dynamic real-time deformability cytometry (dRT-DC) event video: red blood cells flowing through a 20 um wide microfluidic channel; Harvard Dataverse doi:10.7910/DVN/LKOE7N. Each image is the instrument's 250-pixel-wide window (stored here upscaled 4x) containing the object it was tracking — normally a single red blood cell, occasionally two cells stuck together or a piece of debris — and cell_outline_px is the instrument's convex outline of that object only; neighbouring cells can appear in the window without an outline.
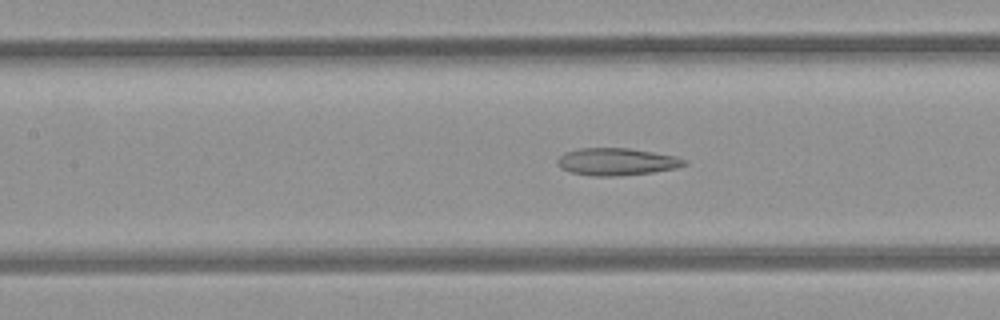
{"species": "common noctule bat (a hibernating species)", "species_latin": "Nyctalus noctula", "temperature_condition": "room temperature", "stored_images_in_passage": 41, "camera_frame_rate_fps": 3000, "um_per_image_px": 0.085, "animal": {"sex": "female", "body_mass_g": 21.9}, "frame": {"image": 1, "passage_image": 18, "time_ms": 5.667, "image_size_px": [1000, 320], "cell_outline_px": [[688, 164], [676, 168], [652, 172], [620, 176], [592, 176], [572, 172], [560, 168], [556, 164], [556, 160], [564, 152], [580, 148], [628, 148], [652, 152], [672, 156], [688, 160]], "centroid_in_image_um": [52.38, 13.75], "position_along_channel_um": 155.0, "area_um2": 20.17}}
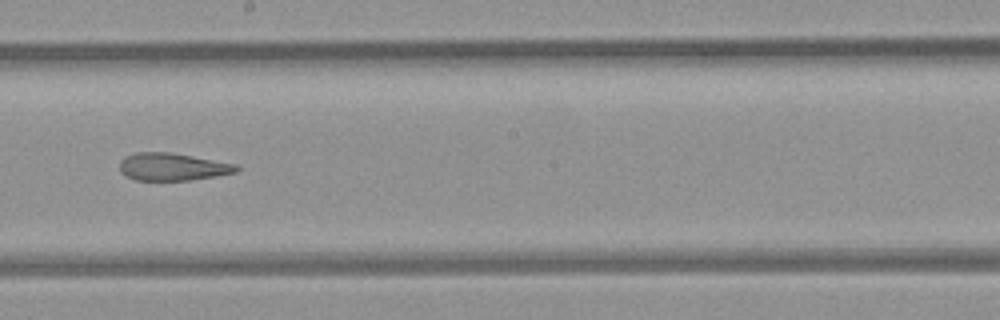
{"frame": {"image": 2, "passage_image": 24, "time_ms": 7.667, "image_size_px": [1000, 320], "cell_outline_px": [[240, 168], [236, 172], [216, 176], [188, 180], [136, 180], [120, 172], [120, 160], [124, 156], [136, 152], [168, 152], [192, 156], [236, 164]], "centroid_in_image_um": [14.64, 14.17], "position_along_channel_um": 233.6, "area_um2": 18.61}}
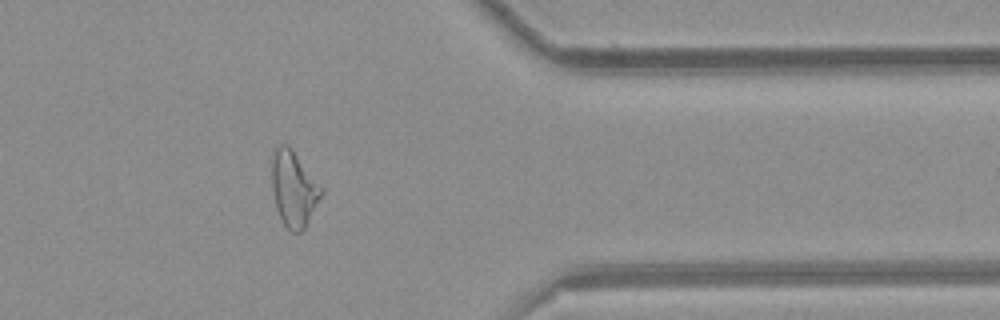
{"frame": {"image": 3, "passage_image": 37, "time_ms": 12.0, "image_size_px": [1000, 320], "cell_outline_px": [[324, 192], [304, 228], [300, 232], [292, 232], [284, 224], [276, 208], [272, 188], [272, 156], [276, 148], [280, 144], [288, 144], [324, 188]], "centroid_in_image_um": [24.98, 16.03], "position_along_channel_um": 386.4, "area_um2": 21.68}, "authors_computed_cell_mechanics": {"area_um2": 21.0392, "velocity_mm_per_s": 3.9308, "shape_relaxation_time_tau1_ms": null, "shape_relaxation_time_tau2_ms": 4.0584, "deformation_change_tau1": null, "deformation_change_tau2": 0.1506}}